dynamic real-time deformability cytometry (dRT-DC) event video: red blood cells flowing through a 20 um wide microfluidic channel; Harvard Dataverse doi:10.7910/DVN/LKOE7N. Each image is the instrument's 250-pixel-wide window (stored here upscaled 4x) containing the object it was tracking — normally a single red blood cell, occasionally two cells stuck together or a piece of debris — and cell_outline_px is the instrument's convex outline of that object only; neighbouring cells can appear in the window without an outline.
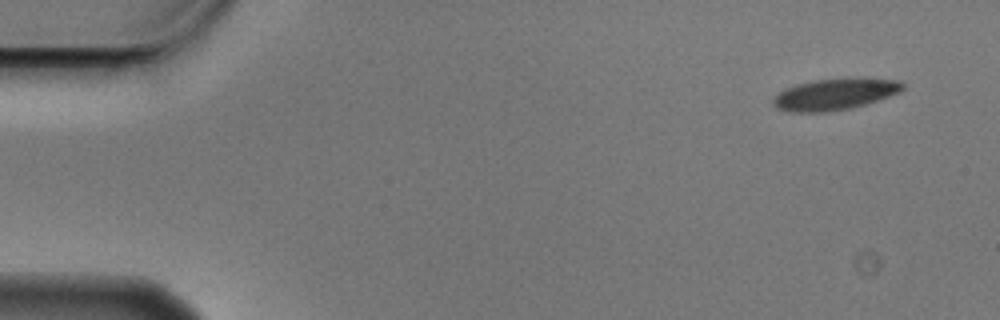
{"species": "Egyptian fruit bat (a non-hibernating species)", "species_latin": "Rousettus aegyptiacus", "temperature_condition": "cold", "stored_images_in_passage": 5, "camera_frame_rate_fps": 3000, "um_per_image_px": 0.085, "animal": {"sex": "male"}, "frame": {"image": 1, "passage_image": 1, "time_ms": 0.0, "image_size_px": [1000, 320], "cell_outline_px": [[904, 88], [900, 92], [852, 108], [828, 112], [788, 112], [776, 108], [772, 104], [772, 96], [784, 88], [796, 84], [812, 80], [848, 76], [856, 76], [900, 80], [904, 84]], "centroid_in_image_um": [70.93, 7.97], "position_along_channel_um": 14.1, "area_um2": 24.57}}
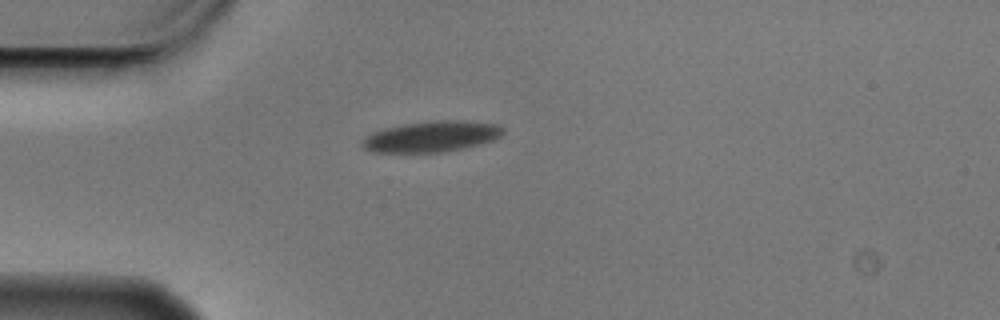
{"frame": {"image": 2, "passage_image": 4, "time_ms": 1.0, "image_size_px": [1000, 320], "cell_outline_px": [[504, 132], [500, 136], [492, 140], [480, 144], [444, 152], [376, 152], [364, 148], [360, 144], [372, 132], [384, 128], [404, 124], [436, 120], [464, 120], [500, 124], [504, 128]], "centroid_in_image_um": [36.73, 11.59], "position_along_channel_um": 48.3, "area_um2": 25.26}}